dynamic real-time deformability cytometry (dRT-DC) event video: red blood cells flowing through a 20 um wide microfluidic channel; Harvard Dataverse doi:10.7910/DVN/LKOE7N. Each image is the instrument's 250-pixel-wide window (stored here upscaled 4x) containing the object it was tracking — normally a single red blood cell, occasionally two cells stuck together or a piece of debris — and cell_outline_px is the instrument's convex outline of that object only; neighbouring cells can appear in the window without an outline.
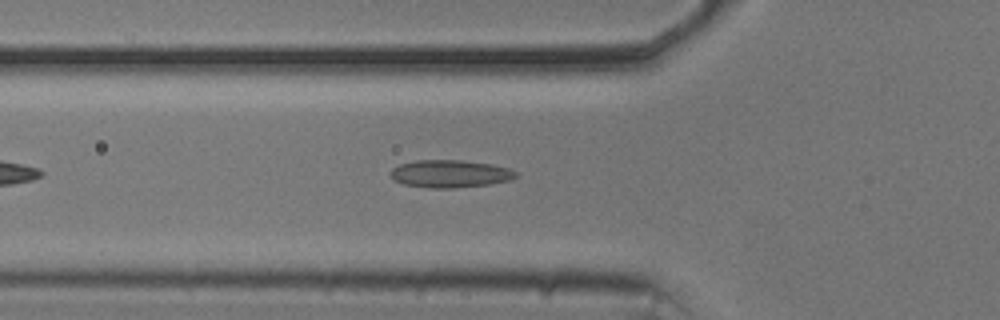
{"species": "common noctule bat (a hibernating species)", "species_latin": "Nyctalus noctula", "temperature_condition": "cold", "stored_images_in_passage": 44, "camera_frame_rate_fps": 3000, "um_per_image_px": 0.085, "animal": {"sex": "male", "body_mass_g": 20.5, "forearm_length_mm": 52.5}, "frame": {"image": 1, "passage_image": 9, "time_ms": 2.667, "image_size_px": [1000, 320], "cell_outline_px": [[516, 176], [508, 180], [488, 184], [452, 188], [428, 188], [404, 184], [396, 180], [392, 176], [392, 168], [400, 164], [416, 160], [460, 160], [492, 164], [508, 168], [516, 172]], "centroid_in_image_um": [38.24, 14.76], "position_along_channel_um": 87.6, "area_um2": 19.83}}
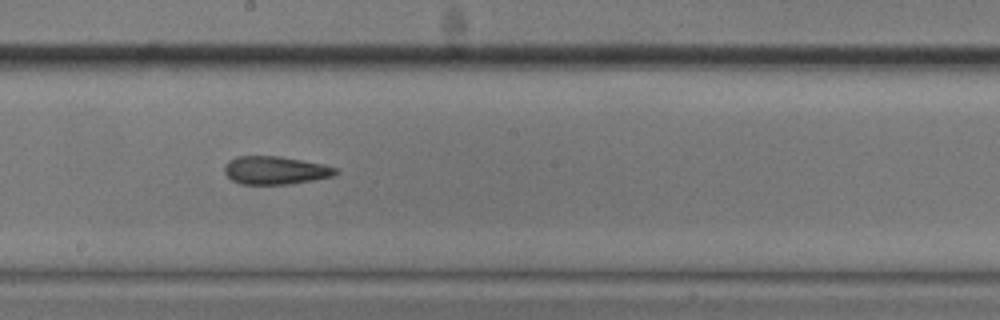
{"frame": {"image": 2, "passage_image": 20, "time_ms": 6.333, "image_size_px": [1000, 320], "cell_outline_px": [[340, 172], [336, 176], [288, 184], [240, 184], [232, 180], [224, 172], [224, 164], [228, 160], [236, 156], [280, 156], [324, 164], [336, 168]], "centroid_in_image_um": [23.41, 14.47], "position_along_channel_um": 224.8, "area_um2": 18.38}}
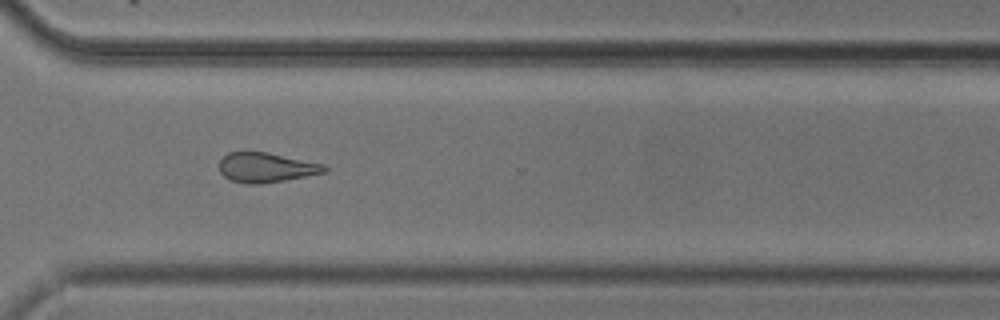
{"frame": {"image": 3, "passage_image": 30, "time_ms": 9.667, "image_size_px": [1000, 320], "cell_outline_px": [[328, 168], [324, 172], [284, 180], [260, 184], [244, 184], [232, 180], [224, 176], [220, 172], [220, 160], [228, 152], [268, 152], [324, 164]], "centroid_in_image_um": [22.6, 14.23], "position_along_channel_um": 348.0, "area_um2": 18.03}, "authors_computed_cell_mechanics": {"area_um2": 18.7272, "velocity_mm_per_s": 3.7174, "shape_relaxation_time_tau1_ms": null, "shape_relaxation_time_tau2_ms": 6.0046, "deformation_change_tau1": null, "deformation_change_tau2": 0.148}}